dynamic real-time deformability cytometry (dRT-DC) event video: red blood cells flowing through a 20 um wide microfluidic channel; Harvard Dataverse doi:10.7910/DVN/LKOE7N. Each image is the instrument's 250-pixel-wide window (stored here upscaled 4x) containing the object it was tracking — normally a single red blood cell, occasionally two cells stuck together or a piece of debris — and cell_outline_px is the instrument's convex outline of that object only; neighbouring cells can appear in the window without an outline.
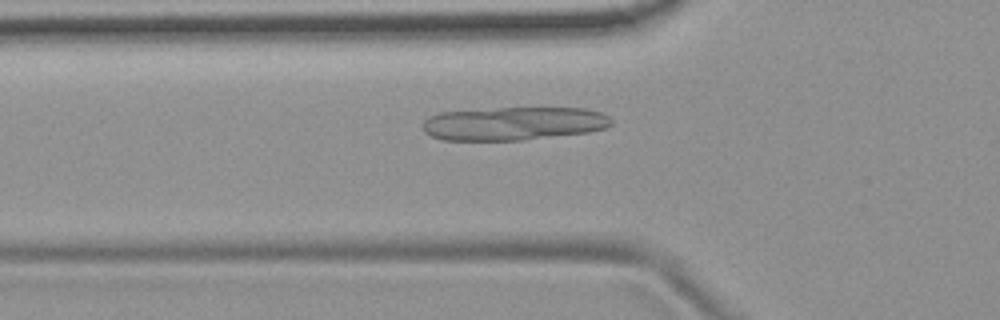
{"species": "common noctule bat (a hibernating species)", "species_latin": "Nyctalus noctula", "temperature_condition": "room temperature", "stored_images_in_passage": 53, "camera_frame_rate_fps": 3000, "um_per_image_px": 0.085, "animal": {"sex": "female", "body_mass_g": 19.9}, "frame": {"image": 1, "passage_image": 18, "time_ms": 5.667, "image_size_px": [1000, 320], "cell_outline_px": [[612, 124], [604, 128], [588, 132], [520, 140], [444, 140], [432, 136], [424, 132], [424, 120], [428, 116], [440, 112], [500, 108], [584, 108], [600, 112], [608, 116], [612, 120]], "centroid_in_image_um": [43.65, 10.49], "position_along_channel_um": 82.2, "area_um2": 36.47}}
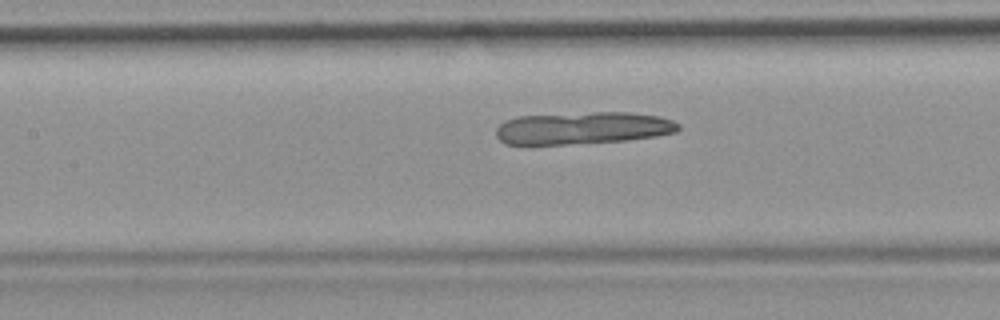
{"frame": {"image": 2, "passage_image": 24, "time_ms": 7.667, "image_size_px": [1000, 320], "cell_outline_px": [[680, 128], [676, 132], [656, 136], [624, 140], [564, 144], [504, 144], [496, 136], [496, 128], [500, 124], [508, 120], [520, 116], [592, 112], [628, 112], [660, 116], [672, 120], [680, 124]], "centroid_in_image_um": [49.56, 10.88], "position_along_channel_um": 157.8, "area_um2": 34.1}}
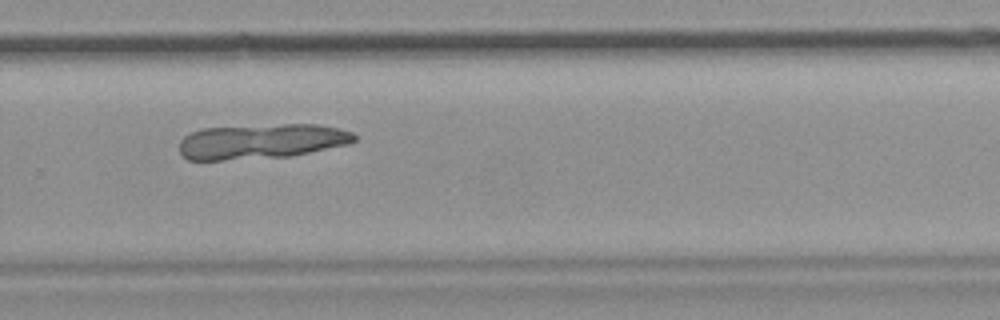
{"frame": {"image": 3, "passage_image": 36, "time_ms": 11.667, "image_size_px": [1000, 320], "cell_outline_px": [[356, 140], [352, 144], [288, 156], [224, 160], [188, 160], [180, 152], [180, 140], [184, 136], [200, 128], [284, 124], [320, 124], [340, 128], [352, 132], [356, 136]], "centroid_in_image_um": [22.25, 12.01], "position_along_channel_um": 307.6, "area_um2": 35.84}}